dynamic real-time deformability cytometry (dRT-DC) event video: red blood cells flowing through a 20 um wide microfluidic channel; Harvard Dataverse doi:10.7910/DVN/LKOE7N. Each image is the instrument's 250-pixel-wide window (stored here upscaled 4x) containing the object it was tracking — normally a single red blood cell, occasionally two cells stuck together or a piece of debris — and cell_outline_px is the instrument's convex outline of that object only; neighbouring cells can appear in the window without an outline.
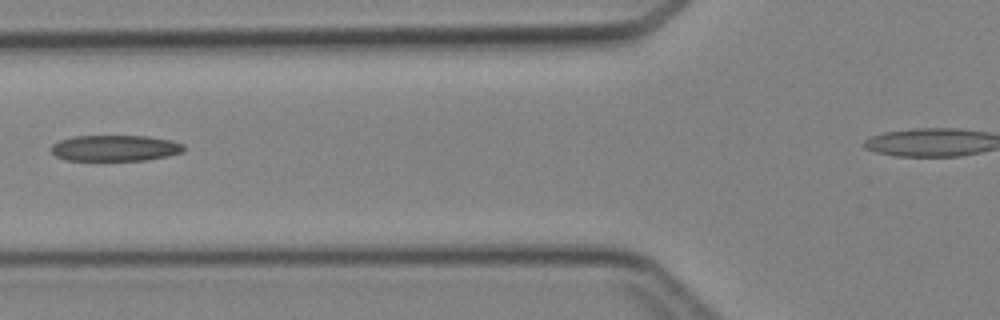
{"species": "Egyptian fruit bat (a non-hibernating species)", "species_latin": "Rousettus aegyptiacus", "temperature_condition": "cold", "stored_images_in_passage": 2, "camera_frame_rate_fps": 3000, "um_per_image_px": 0.085, "animal": {"sex": "female"}, "frame": {"image": 1, "passage_image": 2, "time_ms": 1.0, "image_size_px": [1000, 320], "cell_outline_px": [[184, 152], [168, 156], [144, 160], [68, 160], [56, 156], [52, 152], [52, 144], [60, 140], [72, 136], [148, 136], [172, 140], [184, 144]], "centroid_in_image_um": [9.82, 12.58], "position_along_channel_um": 116.0, "area_um2": 20.11}}